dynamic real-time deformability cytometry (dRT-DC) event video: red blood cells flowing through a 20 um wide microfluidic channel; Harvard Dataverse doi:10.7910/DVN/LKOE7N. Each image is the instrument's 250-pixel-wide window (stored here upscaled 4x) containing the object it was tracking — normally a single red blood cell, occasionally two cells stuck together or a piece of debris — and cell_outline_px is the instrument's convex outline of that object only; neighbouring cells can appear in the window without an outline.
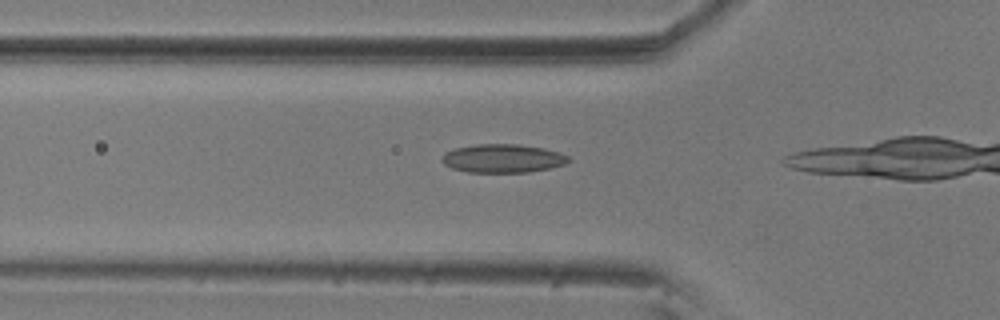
{"species": "common noctule bat (a hibernating species)", "species_latin": "Nyctalus noctula", "temperature_condition": "room temperature", "stored_images_in_passage": 17, "camera_frame_rate_fps": 3000, "um_per_image_px": 0.085, "animal": {"sex": "male", "body_mass_g": 20.5, "forearm_length_mm": 52.5}, "frame": {"image": 1, "passage_image": 12, "time_ms": 3.667, "image_size_px": [1000, 320], "cell_outline_px": [[572, 160], [564, 164], [552, 168], [528, 172], [468, 172], [452, 168], [444, 164], [440, 160], [444, 152], [456, 148], [476, 144], [516, 144], [544, 148], [560, 152], [568, 156]], "centroid_in_image_um": [42.74, 13.46], "position_along_channel_um": 83.1, "area_um2": 21.15}}
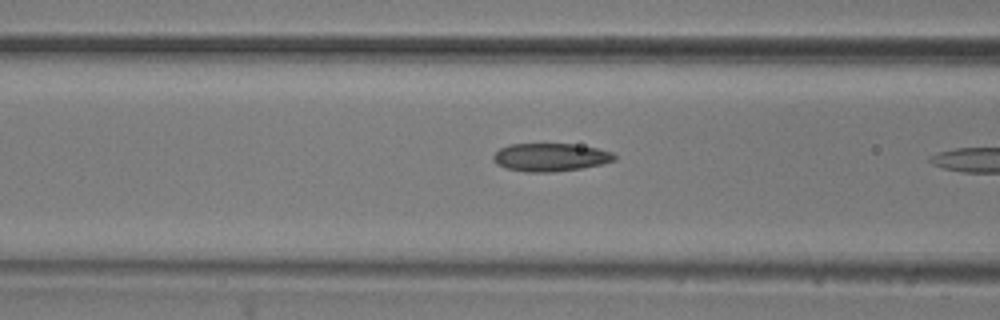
{"frame": {"image": 2, "passage_image": 15, "time_ms": 4.667, "image_size_px": [1000, 320], "cell_outline_px": [[616, 160], [600, 164], [580, 168], [556, 172], [524, 172], [504, 168], [496, 164], [492, 160], [492, 156], [500, 148], [508, 144], [576, 144], [596, 148], [612, 152], [616, 156]], "centroid_in_image_um": [46.74, 13.37], "position_along_channel_um": 119.9, "area_um2": 19.94}}